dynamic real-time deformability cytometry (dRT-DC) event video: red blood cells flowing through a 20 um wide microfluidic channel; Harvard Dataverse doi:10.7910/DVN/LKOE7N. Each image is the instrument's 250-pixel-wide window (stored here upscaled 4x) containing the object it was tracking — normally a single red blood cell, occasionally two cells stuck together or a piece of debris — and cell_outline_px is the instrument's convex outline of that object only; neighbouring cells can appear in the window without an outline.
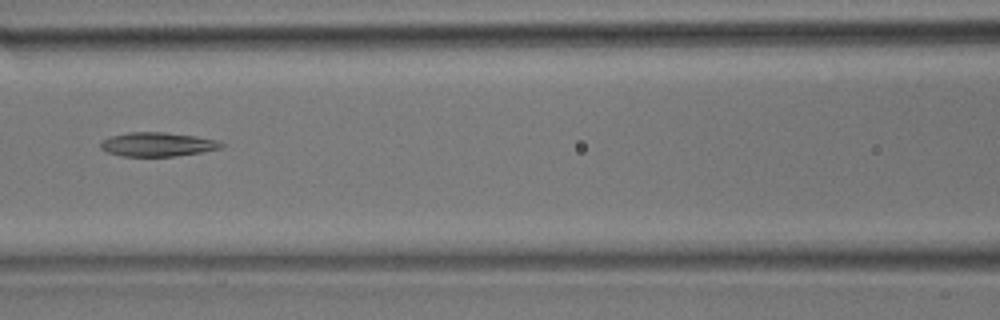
{"species": "common noctule bat (a hibernating species)", "species_latin": "Nyctalus noctula", "temperature_condition": "room temperature", "stored_images_in_passage": 32, "camera_frame_rate_fps": 3000, "um_per_image_px": 0.085, "animal": {"sex": "male", "body_mass_g": 17.9}, "frame": {"image": 1, "passage_image": 11, "time_ms": 3.333, "image_size_px": [1000, 320], "cell_outline_px": [[224, 144], [220, 148], [200, 152], [176, 156], [120, 156], [108, 152], [100, 148], [100, 140], [112, 136], [128, 132], [164, 132], [196, 136], [220, 140]], "centroid_in_image_um": [13.37, 12.26], "position_along_channel_um": 153.2, "area_um2": 16.94}}
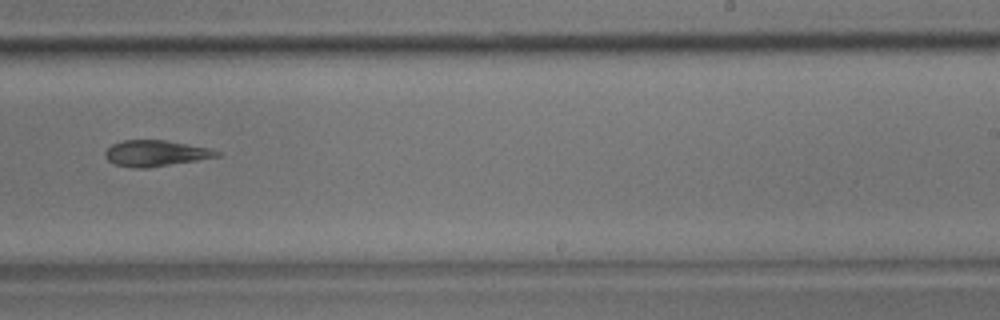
{"frame": {"image": 2, "passage_image": 18, "time_ms": 5.667, "image_size_px": [1000, 320], "cell_outline_px": [[220, 156], [148, 168], [136, 168], [112, 164], [104, 156], [104, 152], [112, 144], [124, 140], [164, 140], [208, 148], [220, 152]], "centroid_in_image_um": [13.17, 13.03], "position_along_channel_um": 275.8, "area_um2": 16.76}}
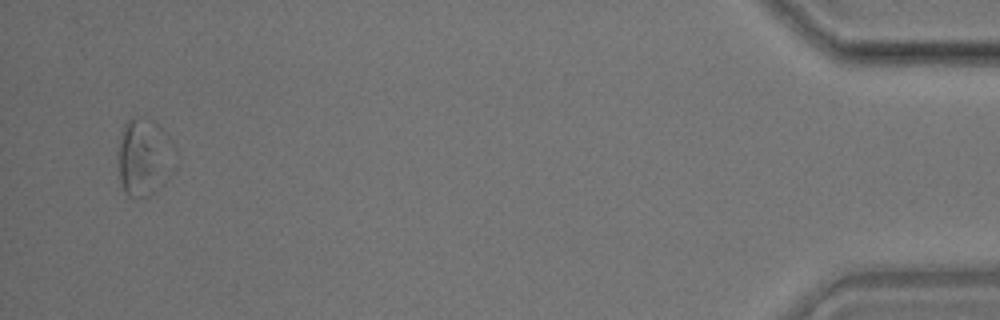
{"frame": {"image": 3, "passage_image": 31, "time_ms": 10.0, "image_size_px": [1000, 320], "cell_outline_px": [[180, 160], [176, 168], [168, 180], [156, 192], [148, 196], [128, 196], [124, 192], [120, 184], [116, 156], [116, 152], [120, 132], [124, 124], [128, 120], [140, 116], [144, 116], [152, 120], [164, 132], [180, 156]], "centroid_in_image_um": [12.28, 13.38], "position_along_channel_um": 422.9, "area_um2": 27.11}}